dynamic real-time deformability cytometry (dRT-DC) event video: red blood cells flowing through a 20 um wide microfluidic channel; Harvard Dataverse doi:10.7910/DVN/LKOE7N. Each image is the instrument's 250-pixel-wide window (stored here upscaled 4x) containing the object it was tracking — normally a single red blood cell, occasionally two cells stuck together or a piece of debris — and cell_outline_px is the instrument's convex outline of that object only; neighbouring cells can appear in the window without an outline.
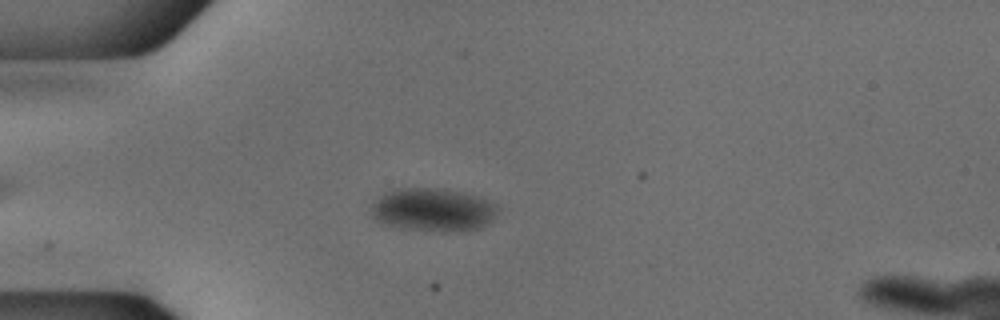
{"species": "common noctule bat (a hibernating species)", "species_latin": "Nyctalus noctula", "temperature_condition": "cold", "stored_images_in_passage": 44, "camera_frame_rate_fps": 3000, "um_per_image_px": 0.085, "animal": {"sex": "male", "body_mass_g": 18.8}, "frame": {"image": 1, "passage_image": 9, "time_ms": 2.667, "image_size_px": [1000, 320], "cell_outline_px": [[500, 208], [492, 220], [480, 228], [464, 232], [444, 232], [400, 228], [376, 220], [372, 216], [372, 204], [380, 196], [396, 188], [444, 188], [464, 192], [480, 196], [496, 204]], "centroid_in_image_um": [36.87, 17.83], "position_along_channel_um": 48.1, "area_um2": 32.25}}
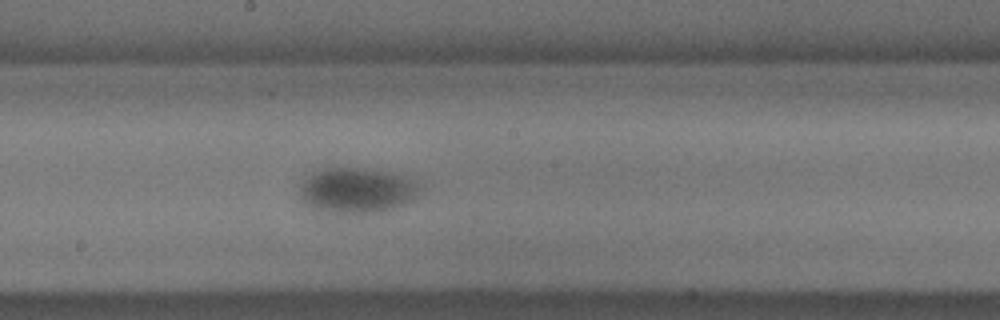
{"frame": {"image": 2, "passage_image": 24, "time_ms": 7.667, "image_size_px": [1000, 320], "cell_outline_px": [[416, 196], [412, 200], [404, 204], [376, 212], [328, 212], [312, 208], [296, 192], [304, 180], [312, 172], [324, 168], [356, 168], [388, 172], [416, 180]], "centroid_in_image_um": [30.26, 16.17], "position_along_channel_um": 217.9, "area_um2": 30.98}}
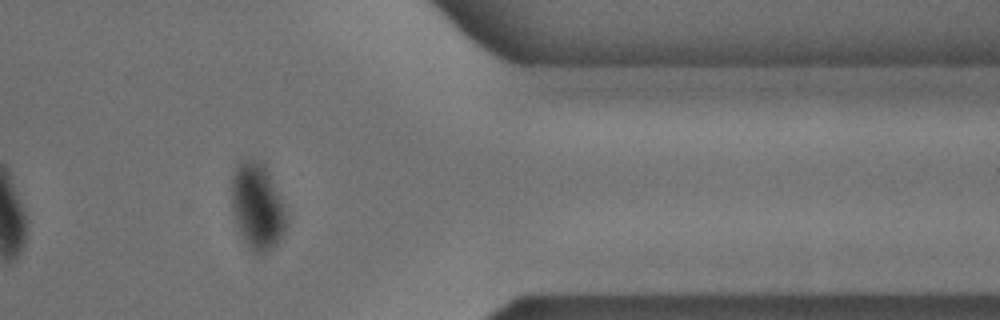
{"frame": {"image": 3, "passage_image": 39, "time_ms": 12.667, "image_size_px": [1000, 320], "cell_outline_px": [[288, 224], [280, 240], [268, 252], [256, 256], [248, 248], [236, 224], [232, 208], [232, 176], [240, 160], [252, 156], [260, 160], [264, 164], [280, 196], [288, 216]], "centroid_in_image_um": [21.89, 17.55], "position_along_channel_um": 389.5, "area_um2": 28.09}}